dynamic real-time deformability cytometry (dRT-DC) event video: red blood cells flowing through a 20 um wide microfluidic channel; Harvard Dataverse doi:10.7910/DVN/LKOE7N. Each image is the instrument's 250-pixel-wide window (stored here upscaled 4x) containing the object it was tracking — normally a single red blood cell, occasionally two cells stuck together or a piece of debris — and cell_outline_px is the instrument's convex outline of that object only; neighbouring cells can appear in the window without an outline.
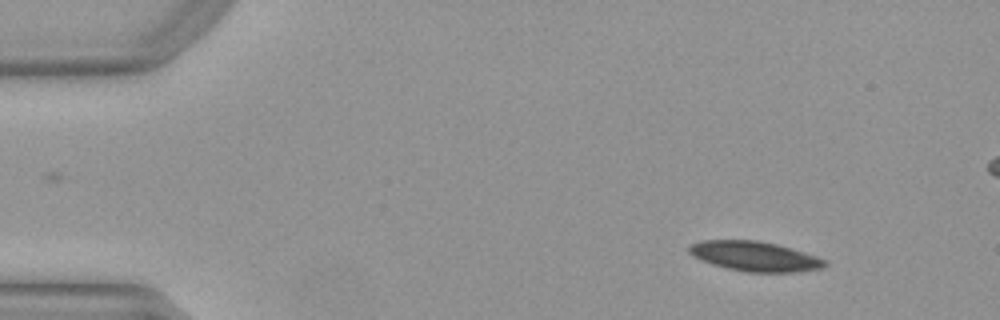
{"species": "Egyptian fruit bat (a non-hibernating species)", "species_latin": "Rousettus aegyptiacus", "temperature_condition": "warm", "stored_images_in_passage": 51, "camera_frame_rate_fps": 3000, "um_per_image_px": 0.085, "animal": {"sex": "female"}, "frame": {"image": 1, "passage_image": 4, "time_ms": 1.0, "image_size_px": [1000, 320], "cell_outline_px": [[828, 264], [824, 268], [796, 272], [748, 272], [728, 268], [712, 264], [692, 256], [688, 252], [688, 248], [692, 244], [704, 240], [756, 240], [776, 244], [804, 252], [828, 260]], "centroid_in_image_um": [64.19, 21.79], "position_along_channel_um": 20.8, "area_um2": 23.52}}
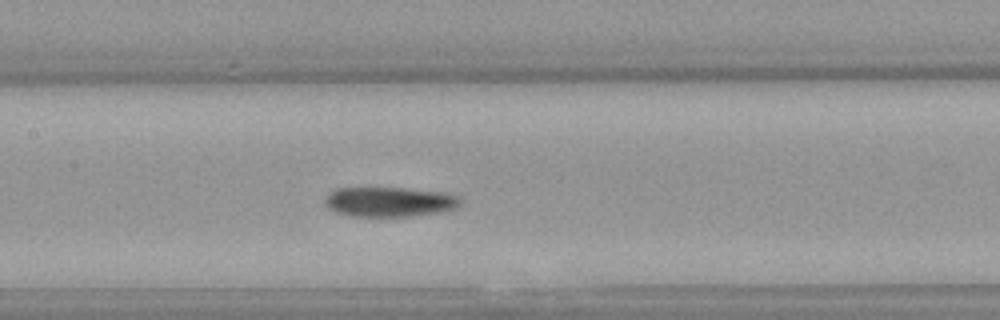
{"frame": {"image": 2, "passage_image": 23, "time_ms": 7.333, "image_size_px": [1000, 320], "cell_outline_px": [[464, 204], [456, 208], [444, 212], [412, 216], [352, 216], [332, 212], [324, 204], [324, 196], [328, 192], [336, 188], [404, 188], [448, 192], [460, 196], [464, 200]], "centroid_in_image_um": [33.15, 17.15], "position_along_channel_um": 174.2, "area_um2": 24.28}}
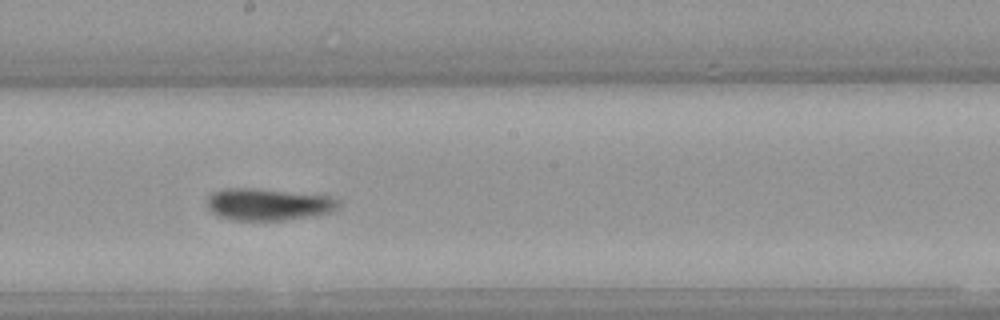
{"frame": {"image": 3, "passage_image": 27, "time_ms": 8.667, "image_size_px": [1000, 320], "cell_outline_px": [[340, 208], [332, 212], [312, 216], [288, 220], [232, 220], [216, 216], [208, 208], [208, 196], [212, 192], [228, 188], [252, 188], [332, 196], [340, 200]], "centroid_in_image_um": [22.84, 17.38], "position_along_channel_um": 225.4, "area_um2": 24.74}, "authors_computed_cell_mechanics": {"area_um2": 24.0448, "velocity_mm_per_s": 3.8465, "shape_relaxation_time_tau1_ms": null, "shape_relaxation_time_tau2_ms": 10.3142, "deformation_change_tau1": null, "deformation_change_tau2": 0.1633}}